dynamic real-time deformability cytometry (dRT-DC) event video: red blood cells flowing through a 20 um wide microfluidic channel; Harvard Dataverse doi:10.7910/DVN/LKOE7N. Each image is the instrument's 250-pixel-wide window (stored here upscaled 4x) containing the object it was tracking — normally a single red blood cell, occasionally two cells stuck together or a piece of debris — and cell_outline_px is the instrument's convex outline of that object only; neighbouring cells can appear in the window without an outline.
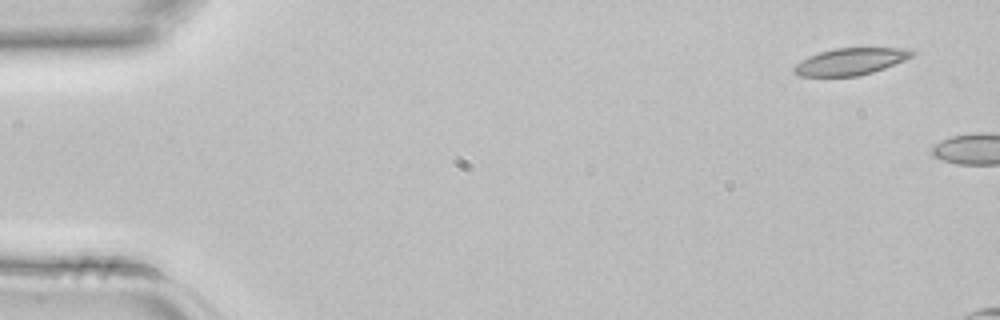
{"species": "common noctule bat (a hibernating species)", "species_latin": "Nyctalus noctula", "temperature_condition": "room temperature", "stored_images_in_passage": 2, "camera_frame_rate_fps": 3000, "um_per_image_px": 0.085, "animal": {"sex": "female", "body_mass_g": 22.7, "forearm_length_mm": 54.2}, "frame": {"image": 1, "passage_image": 1, "time_ms": 0.0, "image_size_px": [1000, 320], "cell_outline_px": [[916, 56], [884, 68], [872, 72], [856, 76], [800, 76], [792, 72], [792, 68], [796, 64], [808, 56], [820, 52], [836, 48], [912, 48], [916, 52]], "centroid_in_image_um": [72.34, 5.22], "position_along_channel_um": 12.7, "area_um2": 18.61}}